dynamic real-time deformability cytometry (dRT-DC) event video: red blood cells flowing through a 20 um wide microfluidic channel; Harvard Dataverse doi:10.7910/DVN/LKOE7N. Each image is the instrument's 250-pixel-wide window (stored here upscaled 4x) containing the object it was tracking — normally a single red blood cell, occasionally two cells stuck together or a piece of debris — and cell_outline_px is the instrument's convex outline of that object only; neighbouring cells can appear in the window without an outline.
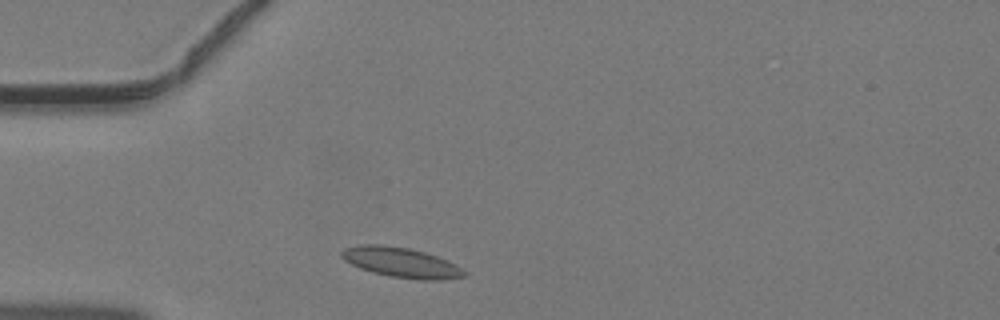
{"species": "common noctule bat (a hibernating species)", "species_latin": "Nyctalus noctula", "temperature_condition": "warm", "stored_images_in_passage": 36, "camera_frame_rate_fps": 3000, "um_per_image_px": 0.085, "animal": {"sex": "male", "body_mass_g": 19.2, "forearm_length_mm": 51.8}, "frame": {"image": 1, "passage_image": 3, "time_ms": 0.667, "image_size_px": [1000, 320], "cell_outline_px": [[468, 276], [440, 280], [420, 280], [388, 276], [372, 272], [360, 268], [344, 260], [340, 256], [340, 252], [344, 248], [360, 244], [380, 244], [408, 248], [424, 252], [436, 256], [468, 272]], "centroid_in_image_um": [34.06, 22.31], "position_along_channel_um": 50.9, "area_um2": 21.39}}
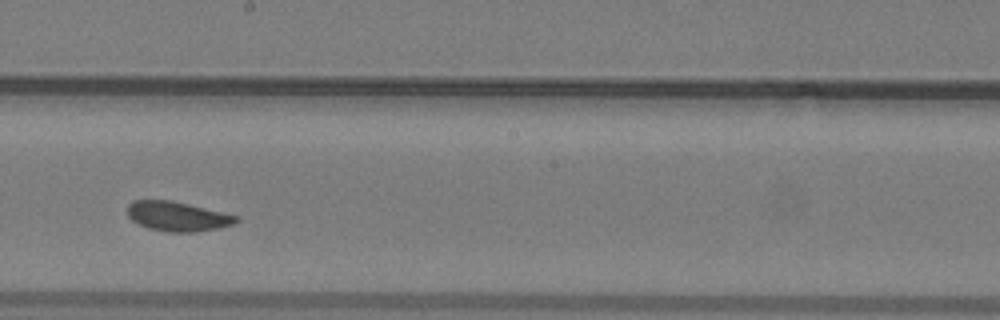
{"frame": {"image": 2, "passage_image": 16, "time_ms": 5.0, "image_size_px": [1000, 320], "cell_outline_px": [[240, 220], [232, 224], [220, 228], [196, 232], [168, 232], [148, 228], [132, 220], [128, 216], [128, 204], [132, 200], [172, 200], [240, 216]], "centroid_in_image_um": [15.11, 18.39], "position_along_channel_um": 233.1, "area_um2": 18.84}}
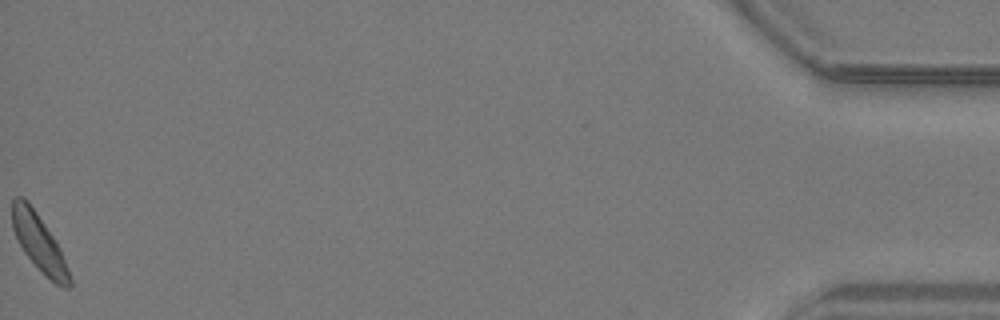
{"frame": {"image": 3, "passage_image": 36, "time_ms": 11.667, "image_size_px": [1000, 320], "cell_outline_px": [[72, 284], [68, 288], [64, 288], [56, 284], [24, 252], [12, 228], [12, 200], [16, 196], [24, 196], [28, 200], [60, 248], [72, 280]], "centroid_in_image_um": [3.31, 20.59], "position_along_channel_um": 431.9, "area_um2": 18.44}}